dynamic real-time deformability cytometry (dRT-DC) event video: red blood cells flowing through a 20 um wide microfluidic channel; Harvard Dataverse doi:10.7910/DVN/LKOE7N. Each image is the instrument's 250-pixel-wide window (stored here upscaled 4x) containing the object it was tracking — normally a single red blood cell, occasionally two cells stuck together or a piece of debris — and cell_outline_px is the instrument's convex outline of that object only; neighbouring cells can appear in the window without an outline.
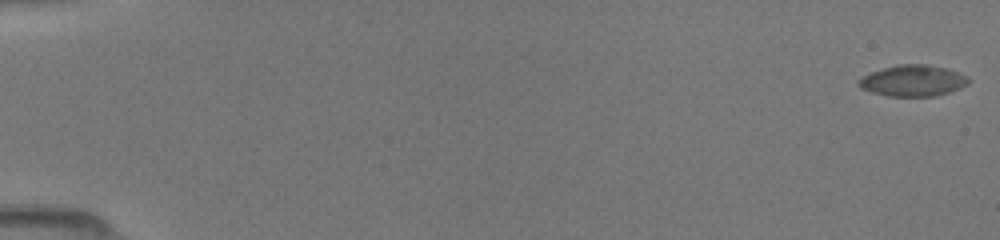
{"species": "common noctule bat (a hibernating species)", "species_latin": "Nyctalus noctula", "temperature_condition": "room temperature", "stored_images_in_passage": 82, "camera_frame_rate_fps": 3000, "um_per_image_px": 0.085, "animal": {"sex": "female", "body_mass_g": 19.5, "forearm_length_mm": 54.1}, "frame": {"image": 1, "passage_image": 1, "time_ms": 0.0, "image_size_px": [1000, 240], "cell_outline_px": [[968, 84], [960, 88], [948, 92], [932, 96], [888, 96], [872, 92], [860, 88], [856, 84], [864, 76], [872, 72], [896, 64], [924, 64], [944, 68], [956, 72], [964, 76], [968, 80]], "centroid_in_image_um": [77.55, 6.86], "position_along_channel_um": 7.4, "area_um2": 19.54}}
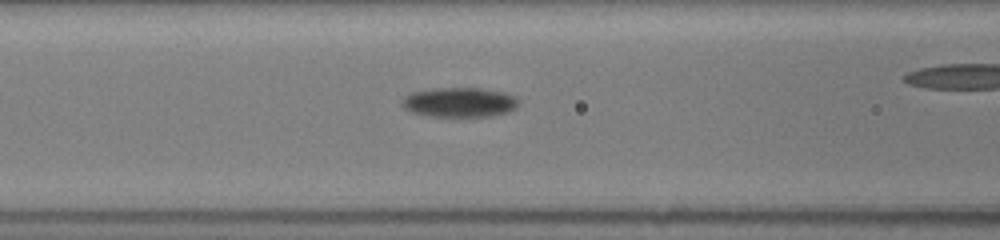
{"frame": {"image": 2, "passage_image": 31, "time_ms": 7.333, "image_size_px": [1000, 240], "cell_outline_px": [[516, 108], [508, 112], [492, 116], [432, 116], [412, 112], [404, 108], [404, 96], [412, 92], [432, 88], [480, 88], [504, 92], [516, 96]], "centroid_in_image_um": [39.07, 8.68], "position_along_channel_um": 127.5, "area_um2": 19.94}}
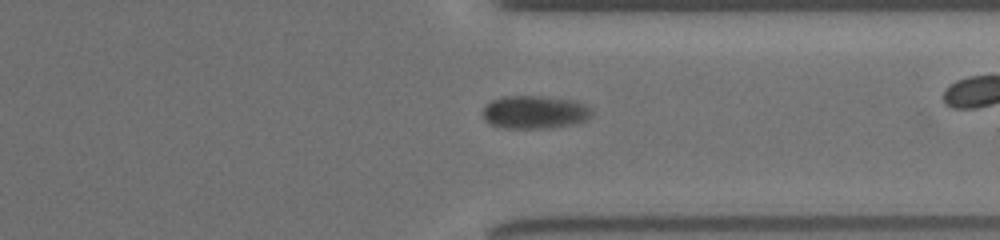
{"frame": {"image": 3, "passage_image": 58, "time_ms": 13.333, "image_size_px": [1000, 240], "cell_outline_px": [[592, 112], [588, 120], [576, 124], [536, 128], [504, 128], [492, 124], [484, 120], [484, 104], [492, 100], [504, 96], [544, 96], [576, 100], [588, 104]], "centroid_in_image_um": [45.49, 9.51], "position_along_channel_um": 365.9, "area_um2": 21.15}}